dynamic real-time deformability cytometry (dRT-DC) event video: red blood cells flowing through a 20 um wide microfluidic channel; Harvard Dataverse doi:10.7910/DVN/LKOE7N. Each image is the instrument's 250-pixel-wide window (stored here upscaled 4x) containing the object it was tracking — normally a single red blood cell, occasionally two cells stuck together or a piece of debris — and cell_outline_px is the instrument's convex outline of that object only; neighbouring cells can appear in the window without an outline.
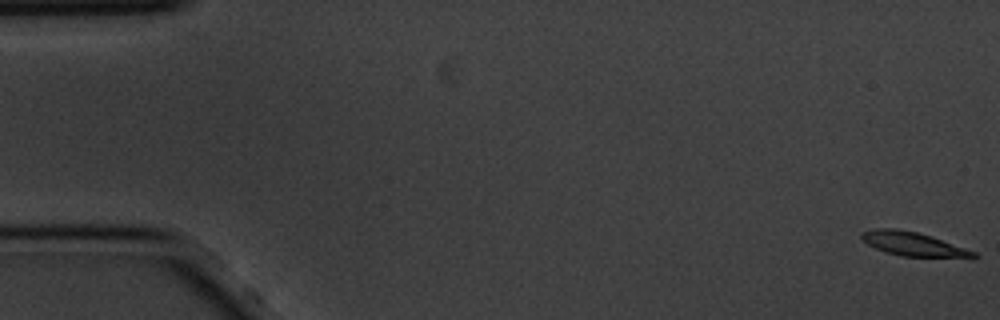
{"species": "common noctule bat (a hibernating species)", "species_latin": "Nyctalus noctula", "temperature_condition": "cold", "stored_images_in_passage": 59, "camera_frame_rate_fps": 3000, "um_per_image_px": 0.085, "animal": {"sex": "male", "body_mass_g": 20.1, "forearm_length_mm": 53.5}, "frame": {"image": 1, "passage_image": 1, "time_ms": 0.0, "image_size_px": [1000, 320], "cell_outline_px": [[980, 256], [972, 260], [900, 256], [884, 252], [868, 244], [860, 236], [860, 232], [876, 228], [896, 228], [916, 232], [932, 236], [976, 252]], "centroid_in_image_um": [77.75, 20.79], "position_along_channel_um": 7.3, "area_um2": 16.3}}
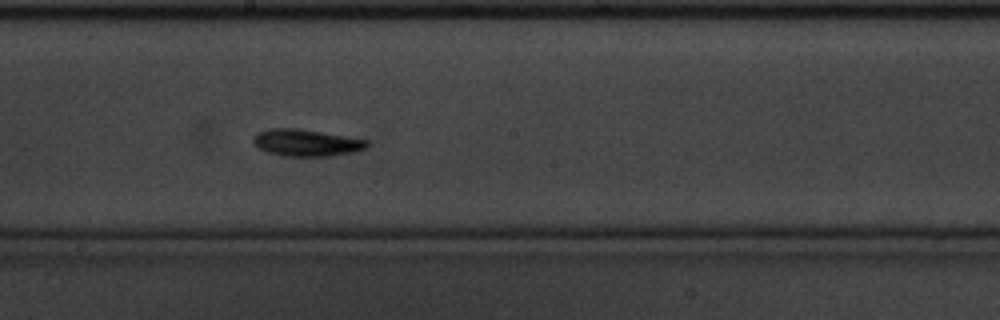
{"frame": {"image": 2, "passage_image": 32, "time_ms": 10.333, "image_size_px": [1000, 320], "cell_outline_px": [[368, 144], [364, 148], [352, 152], [328, 156], [284, 156], [268, 152], [260, 148], [252, 140], [260, 132], [268, 128], [300, 128], [368, 140]], "centroid_in_image_um": [26.04, 12.12], "position_along_channel_um": 222.2, "area_um2": 17.51}}
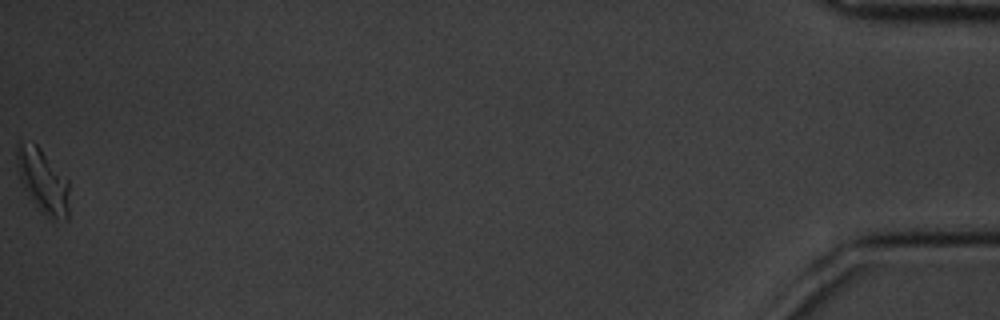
{"frame": {"image": 3, "passage_image": 59, "time_ms": 19.333, "image_size_px": [1000, 320], "cell_outline_px": [[68, 220], [52, 220], [40, 212], [36, 208], [28, 196], [20, 180], [16, 168], [16, 144], [20, 140], [32, 140], [40, 148], [68, 180]], "centroid_in_image_um": [3.6, 15.37], "position_along_channel_um": 431.6, "area_um2": 20.06}, "authors_computed_cell_mechanics": {"area_um2": 16.2418, "velocity_mm_per_s": 3.4134, "shape_relaxation_time_tau1_ms": 2.4287, "shape_relaxation_time_tau2_ms": null, "deformation_change_tau1": 0.1252, "deformation_change_tau2": null}}